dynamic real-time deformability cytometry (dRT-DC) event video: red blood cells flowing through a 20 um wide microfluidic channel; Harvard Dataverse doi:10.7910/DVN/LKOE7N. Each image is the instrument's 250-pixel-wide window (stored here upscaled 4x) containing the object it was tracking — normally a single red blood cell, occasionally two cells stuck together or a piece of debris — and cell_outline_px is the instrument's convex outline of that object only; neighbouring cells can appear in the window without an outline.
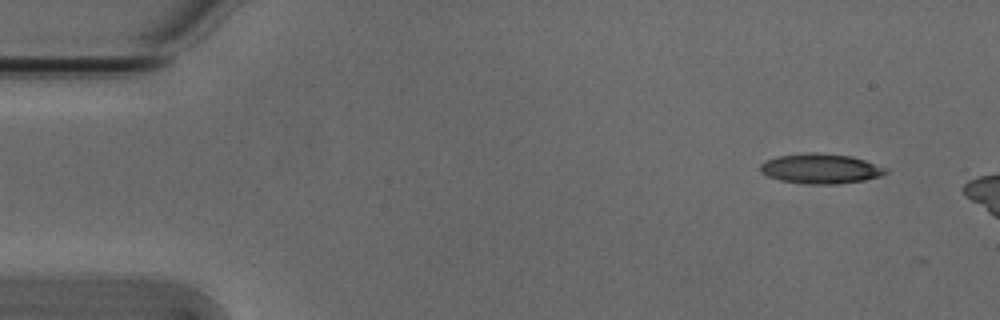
{"species": "Egyptian fruit bat (a non-hibernating species)", "species_latin": "Rousettus aegyptiacus", "temperature_condition": "cold", "stored_images_in_passage": 4, "camera_frame_rate_fps": 3000, "um_per_image_px": 0.085, "animal": {"sex": "male"}, "frame": {"image": 1, "passage_image": 1, "time_ms": 0.0, "image_size_px": [1000, 320], "cell_outline_px": [[888, 172], [884, 176], [864, 180], [836, 184], [804, 184], [780, 180], [768, 176], [760, 172], [760, 164], [764, 160], [776, 156], [804, 152], [816, 152], [852, 156], [888, 168]], "centroid_in_image_um": [69.75, 14.33], "position_along_channel_um": 15.3, "area_um2": 22.25}}